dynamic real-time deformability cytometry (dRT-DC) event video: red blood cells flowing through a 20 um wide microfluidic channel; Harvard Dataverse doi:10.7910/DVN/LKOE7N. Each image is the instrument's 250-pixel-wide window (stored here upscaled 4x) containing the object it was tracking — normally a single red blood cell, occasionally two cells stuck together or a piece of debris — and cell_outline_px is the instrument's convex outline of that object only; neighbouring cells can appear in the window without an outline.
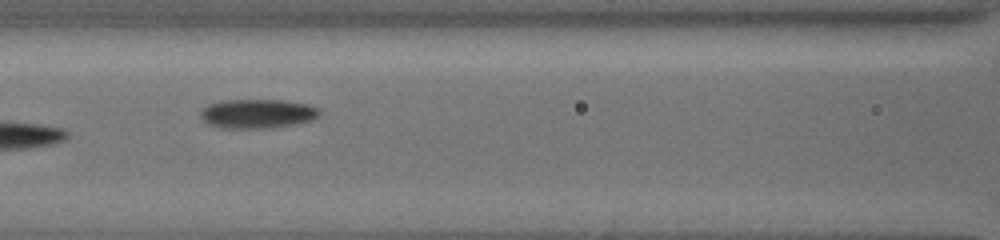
{"species": "common noctule bat (a hibernating species)", "species_latin": "Nyctalus noctula", "temperature_condition": "cold", "stored_images_in_passage": 11, "camera_frame_rate_fps": 3000, "um_per_image_px": 0.085, "animal": {"sex": "female", "body_mass_g": 19.5, "forearm_length_mm": 54.1}, "frame": {"image": 1, "passage_image": 10, "time_ms": 9.0, "image_size_px": [1000, 240], "cell_outline_px": [[320, 112], [312, 120], [296, 124], [272, 128], [220, 128], [208, 124], [200, 116], [200, 112], [208, 104], [224, 100], [280, 100], [304, 104], [316, 108]], "centroid_in_image_um": [21.83, 9.67], "position_along_channel_um": 144.8, "area_um2": 20.06}}
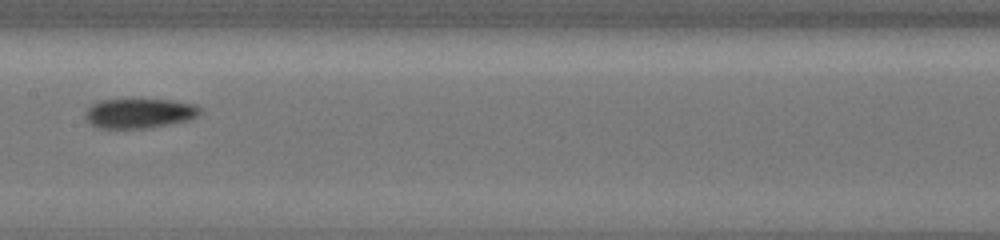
{"frame": {"image": 2, "passage_image": 11, "time_ms": 10.333, "image_size_px": [1000, 240], "cell_outline_px": [[200, 112], [196, 116], [188, 120], [148, 128], [100, 128], [92, 124], [84, 116], [84, 112], [92, 104], [100, 100], [172, 100], [196, 104], [200, 108]], "centroid_in_image_um": [11.84, 9.63], "position_along_channel_um": 195.6, "area_um2": 19.65}}